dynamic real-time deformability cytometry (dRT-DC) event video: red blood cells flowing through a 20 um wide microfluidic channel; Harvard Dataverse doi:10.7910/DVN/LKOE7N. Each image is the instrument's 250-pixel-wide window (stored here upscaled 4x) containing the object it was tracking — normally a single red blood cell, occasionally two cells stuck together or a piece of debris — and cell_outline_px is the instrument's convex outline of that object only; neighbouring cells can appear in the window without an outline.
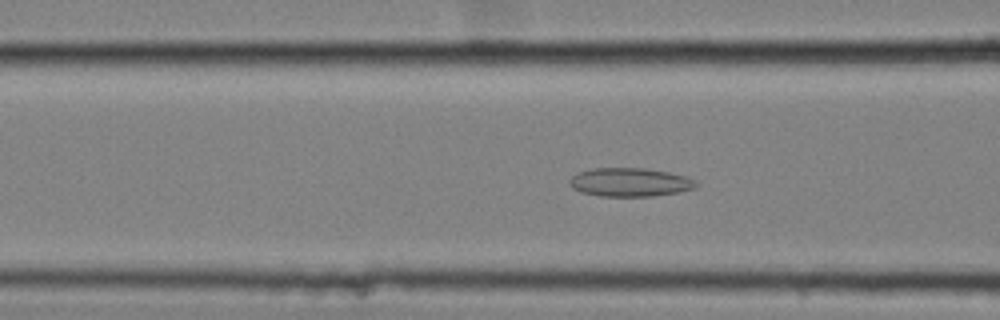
{"species": "common noctule bat (a hibernating species)", "species_latin": "Nyctalus noctula", "temperature_condition": "cold", "stored_images_in_passage": 53, "camera_frame_rate_fps": 3000, "um_per_image_px": 0.085, "animal": {"sex": "female", "body_mass_g": 25.1}, "frame": {"image": 1, "passage_image": 19, "time_ms": 6.0, "image_size_px": [1000, 320], "cell_outline_px": [[696, 188], [680, 192], [652, 196], [600, 196], [580, 192], [572, 188], [568, 184], [568, 180], [576, 172], [592, 168], [644, 168], [668, 172], [684, 176], [696, 180]], "centroid_in_image_um": [53.5, 15.49], "position_along_channel_um": 113.1, "area_um2": 21.27}}
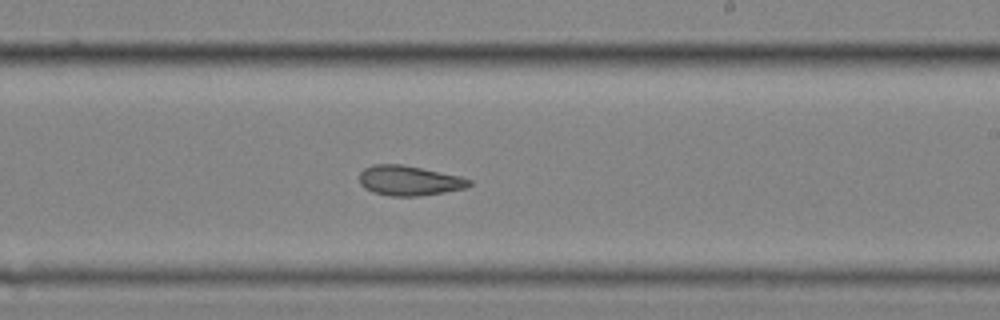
{"frame": {"image": 2, "passage_image": 31, "time_ms": 10.0, "image_size_px": [1000, 320], "cell_outline_px": [[472, 184], [464, 188], [444, 192], [420, 196], [388, 196], [372, 192], [364, 188], [360, 184], [360, 172], [364, 168], [372, 164], [400, 164], [460, 176], [472, 180]], "centroid_in_image_um": [34.75, 15.36], "position_along_channel_um": 254.3, "area_um2": 19.13}}
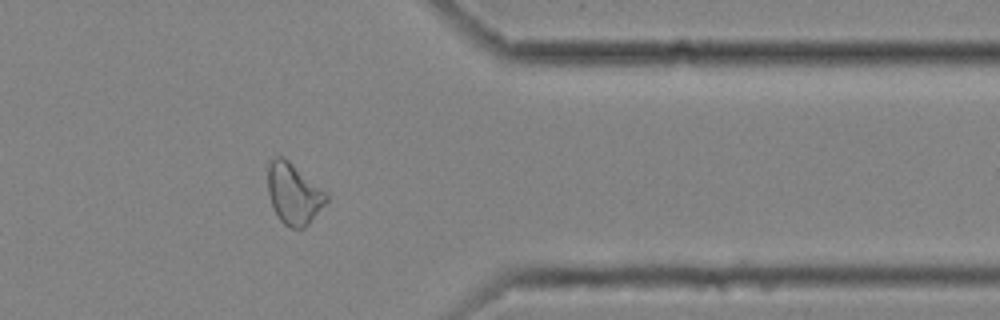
{"frame": {"image": 3, "passage_image": 43, "time_ms": 14.0, "image_size_px": [1000, 320], "cell_outline_px": [[328, 200], [308, 224], [304, 228], [292, 228], [284, 224], [276, 216], [268, 192], [268, 164], [276, 156], [284, 156], [328, 192]], "centroid_in_image_um": [24.98, 16.45], "position_along_channel_um": 386.4, "area_um2": 20.92}, "authors_computed_cell_mechanics": {"area_um2": 21.2704, "velocity_mm_per_s": 3.5324, "shape_relaxation_time_tau1_ms": null, "shape_relaxation_time_tau2_ms": 3.0998, "deformation_change_tau1": null, "deformation_change_tau2": 0.095}}